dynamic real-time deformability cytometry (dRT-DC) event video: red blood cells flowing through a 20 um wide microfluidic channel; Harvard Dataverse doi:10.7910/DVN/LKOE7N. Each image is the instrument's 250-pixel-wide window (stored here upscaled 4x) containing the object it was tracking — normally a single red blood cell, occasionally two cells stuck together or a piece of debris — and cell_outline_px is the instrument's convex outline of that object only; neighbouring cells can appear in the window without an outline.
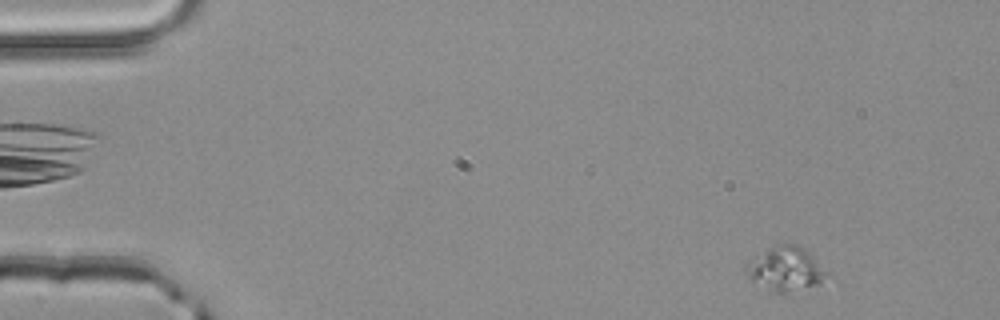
{"species": "common noctule bat (a hibernating species)", "species_latin": "Nyctalus noctula", "temperature_condition": "room temperature", "stored_images_in_passage": 50, "camera_frame_rate_fps": 3000, "um_per_image_px": 0.085, "animal": {"sex": "male", "body_mass_g": 20.4}, "frame": {"image": 1, "passage_image": 3, "time_ms": 0.667, "image_size_px": [1000, 320], "cell_outline_px": [[828, 280], [820, 284], [784, 292], [776, 292], [752, 280], [748, 276], [756, 256], [768, 248], [780, 244], [796, 244], [804, 248], [812, 256], [828, 276]], "centroid_in_image_um": [66.87, 22.85], "position_along_channel_um": 18.1, "area_um2": 19.42}}
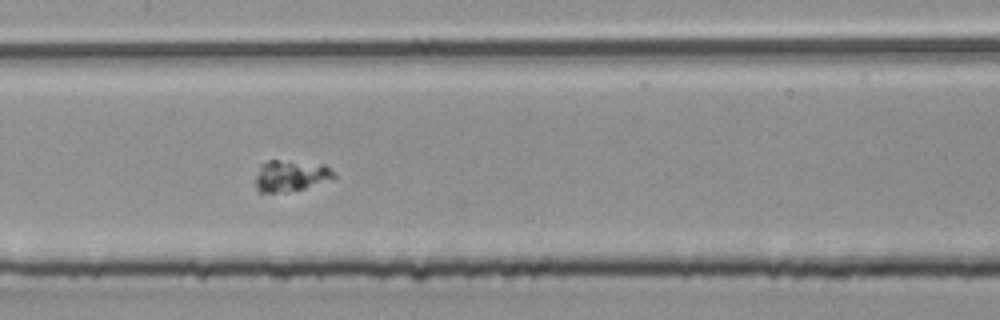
{"frame": {"image": 2, "passage_image": 24, "time_ms": 7.667, "image_size_px": [1000, 320], "cell_outline_px": [[336, 180], [304, 188], [284, 192], [260, 192], [256, 188], [256, 176], [260, 164], [268, 160], [276, 160], [324, 164], [336, 176]], "centroid_in_image_um": [24.74, 14.94], "position_along_channel_um": 182.7, "area_um2": 14.33}}
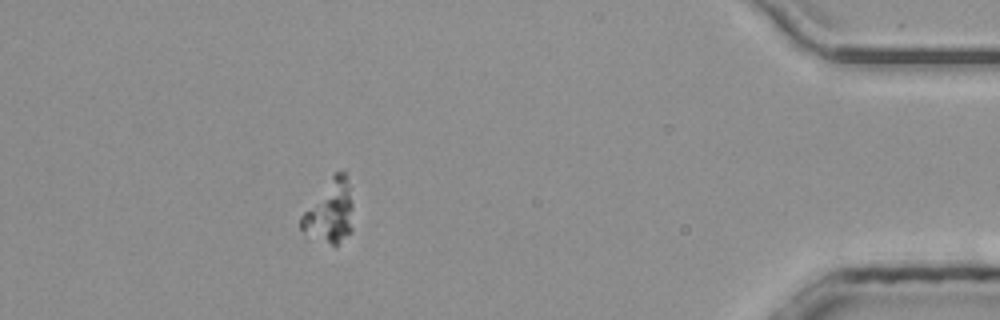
{"frame": {"image": 3, "passage_image": 45, "time_ms": 14.667, "image_size_px": [1000, 320], "cell_outline_px": [[352, 232], [336, 248], [308, 240], [304, 236], [300, 228], [300, 216], [332, 176], [336, 172], [344, 172], [348, 180], [352, 204]], "centroid_in_image_um": [28.0, 18.14], "position_along_channel_um": 407.2, "area_um2": 19.77}}